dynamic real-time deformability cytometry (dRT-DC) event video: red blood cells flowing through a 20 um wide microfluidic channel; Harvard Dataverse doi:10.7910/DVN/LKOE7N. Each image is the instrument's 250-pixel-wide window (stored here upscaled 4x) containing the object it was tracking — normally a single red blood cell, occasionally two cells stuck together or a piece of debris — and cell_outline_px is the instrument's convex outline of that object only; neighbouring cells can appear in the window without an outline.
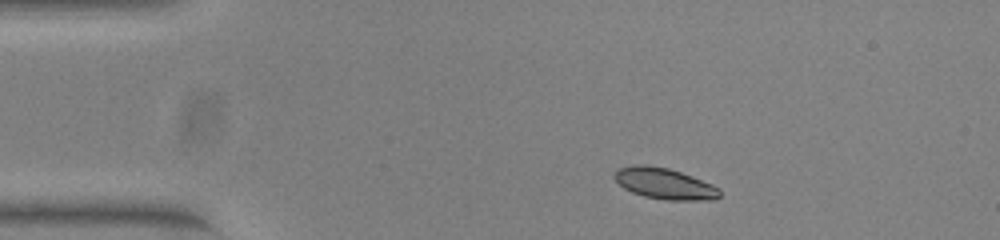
{"species": "common noctule bat (a hibernating species)", "species_latin": "Nyctalus noctula", "temperature_condition": "warm", "stored_images_in_passage": 44, "camera_frame_rate_fps": 3000, "um_per_image_px": 0.085, "animal": {"sex": "female", "body_mass_g": 23.0, "forearm_length_mm": 53.4}, "frame": {"image": 1, "passage_image": 1, "time_ms": 0.0, "image_size_px": [1000, 240], "cell_outline_px": [[720, 196], [712, 200], [668, 200], [644, 196], [632, 192], [624, 188], [612, 176], [620, 168], [636, 164], [644, 164], [668, 168], [692, 176], [712, 184], [720, 188]], "centroid_in_image_um": [56.5, 15.6], "position_along_channel_um": 28.5, "area_um2": 18.96}}
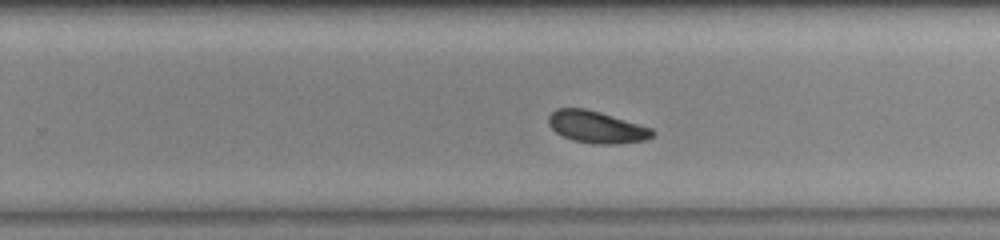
{"frame": {"image": 2, "passage_image": 25, "time_ms": 8.0, "image_size_px": [1000, 240], "cell_outline_px": [[656, 132], [652, 136], [644, 140], [616, 144], [592, 144], [572, 140], [556, 132], [548, 124], [548, 116], [556, 108], [584, 108], [600, 112], [652, 128]], "centroid_in_image_um": [50.69, 10.8], "position_along_channel_um": 279.1, "area_um2": 19.31}}
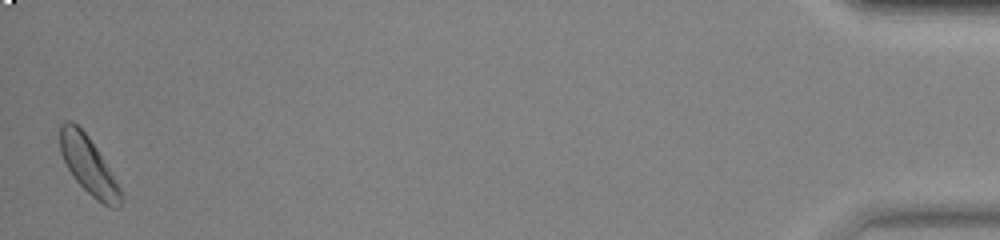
{"frame": {"image": 3, "passage_image": 44, "time_ms": 14.333, "image_size_px": [1000, 240], "cell_outline_px": [[124, 196], [120, 208], [112, 208], [96, 200], [72, 176], [60, 152], [60, 124], [64, 120], [72, 120], [88, 136], [96, 148], [116, 180]], "centroid_in_image_um": [7.53, 14.07], "position_along_channel_um": 427.7, "area_um2": 20.23}, "authors_computed_cell_mechanics": {"area_um2": 19.4208, "velocity_mm_per_s": 3.8667, "shape_relaxation_time_tau1_ms": 2.8067, "shape_relaxation_time_tau2_ms": null, "deformation_change_tau1": 0.1192, "deformation_change_tau2": null}}